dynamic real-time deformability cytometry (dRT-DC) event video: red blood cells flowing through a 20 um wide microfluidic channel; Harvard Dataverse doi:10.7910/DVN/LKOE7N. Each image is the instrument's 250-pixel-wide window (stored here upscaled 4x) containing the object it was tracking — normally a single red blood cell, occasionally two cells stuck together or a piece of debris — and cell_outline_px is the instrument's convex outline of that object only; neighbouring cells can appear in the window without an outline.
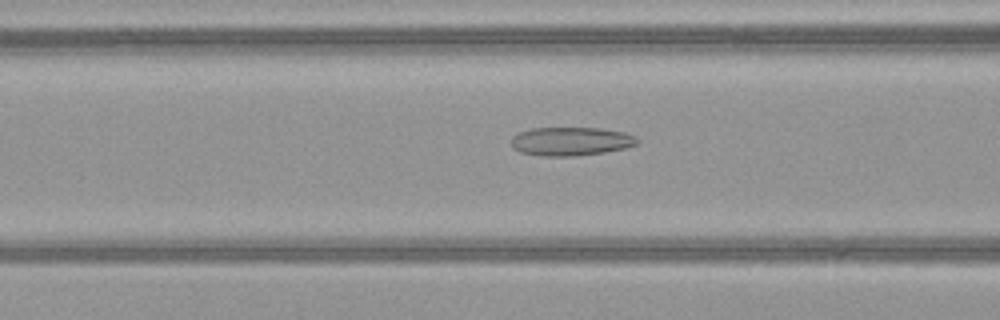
{"species": "common noctule bat (a hibernating species)", "species_latin": "Nyctalus noctula", "temperature_condition": "warm", "stored_images_in_passage": 37, "camera_frame_rate_fps": 3000, "um_per_image_px": 0.085, "animal": {"sex": "female", "body_mass_g": 21.9}, "frame": {"image": 1, "passage_image": 22, "time_ms": 7.0, "image_size_px": [1000, 320], "cell_outline_px": [[640, 140], [636, 144], [624, 148], [604, 152], [576, 156], [540, 156], [520, 152], [512, 148], [512, 136], [516, 132], [532, 128], [600, 128], [624, 132], [636, 136]], "centroid_in_image_um": [48.5, 12.01], "position_along_channel_um": 118.1, "area_um2": 21.15}}
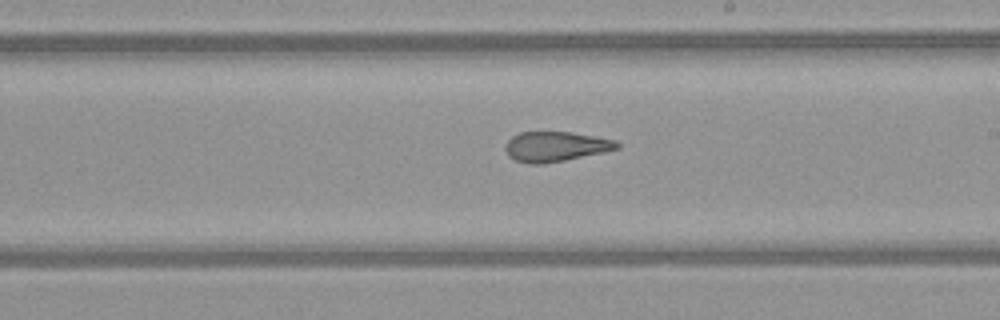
{"frame": {"image": 2, "passage_image": 31, "time_ms": 10.0, "image_size_px": [1000, 320], "cell_outline_px": [[620, 148], [604, 152], [564, 160], [540, 164], [532, 164], [516, 160], [508, 156], [504, 148], [508, 140], [512, 136], [520, 132], [572, 132], [616, 140], [620, 144]], "centroid_in_image_um": [47.23, 12.45], "position_along_channel_um": 241.8, "area_um2": 19.42}}
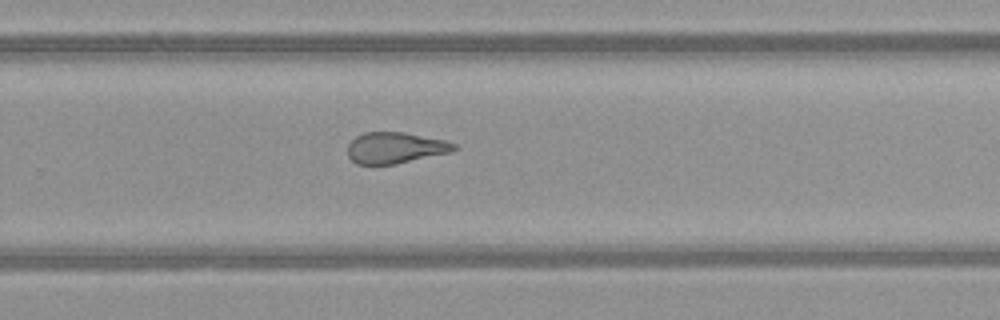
{"frame": {"image": 3, "passage_image": 35, "time_ms": 11.333, "image_size_px": [1000, 320], "cell_outline_px": [[456, 148], [452, 152], [396, 164], [356, 164], [348, 156], [348, 144], [356, 136], [364, 132], [404, 132], [444, 140], [456, 144]], "centroid_in_image_um": [33.59, 12.56], "position_along_channel_um": 296.2, "area_um2": 19.31}}